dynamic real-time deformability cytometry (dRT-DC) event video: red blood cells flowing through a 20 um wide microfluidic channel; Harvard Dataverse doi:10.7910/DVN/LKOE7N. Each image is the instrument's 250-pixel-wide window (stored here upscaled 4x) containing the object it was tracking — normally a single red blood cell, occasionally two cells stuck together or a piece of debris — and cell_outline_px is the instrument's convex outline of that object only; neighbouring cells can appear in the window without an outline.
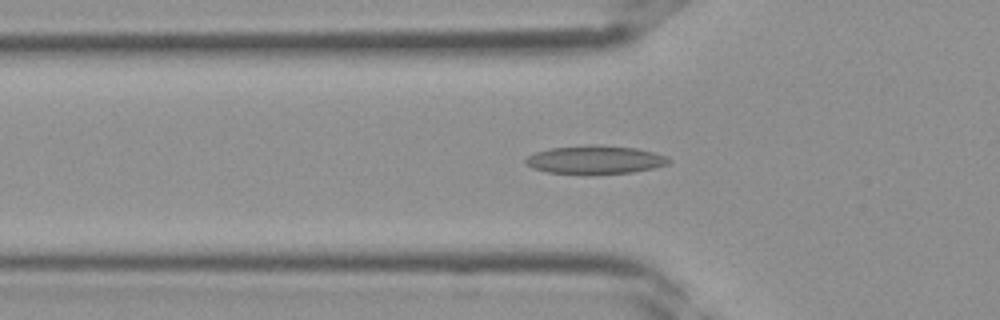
{"species": "Egyptian fruit bat (a non-hibernating species)", "species_latin": "Rousettus aegyptiacus", "temperature_condition": "room temperature", "stored_images_in_passage": 27, "camera_frame_rate_fps": 3000, "um_per_image_px": 0.085, "frame": {"image": 1, "passage_image": 2, "time_ms": 0.333, "image_size_px": [1000, 320], "cell_outline_px": [[672, 160], [668, 164], [652, 168], [632, 172], [588, 176], [548, 172], [532, 168], [524, 160], [528, 156], [536, 152], [548, 148], [588, 144], [600, 144], [636, 148], [656, 152], [668, 156]], "centroid_in_image_um": [50.6, 13.59], "position_along_channel_um": 75.2, "area_um2": 24.45}}
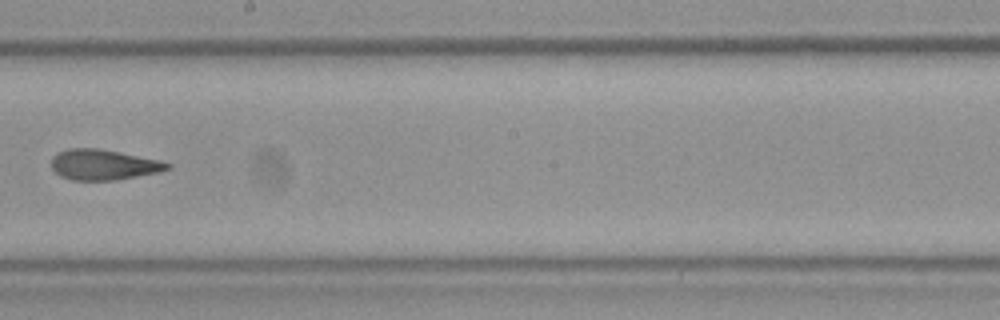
{"frame": {"image": 2, "passage_image": 11, "time_ms": 3.333, "image_size_px": [1000, 320], "cell_outline_px": [[172, 168], [160, 172], [116, 180], [72, 180], [60, 176], [52, 168], [52, 156], [56, 152], [68, 148], [96, 148], [120, 152], [160, 160], [172, 164]], "centroid_in_image_um": [8.81, 13.99], "position_along_channel_um": 239.4, "area_um2": 20.75}}
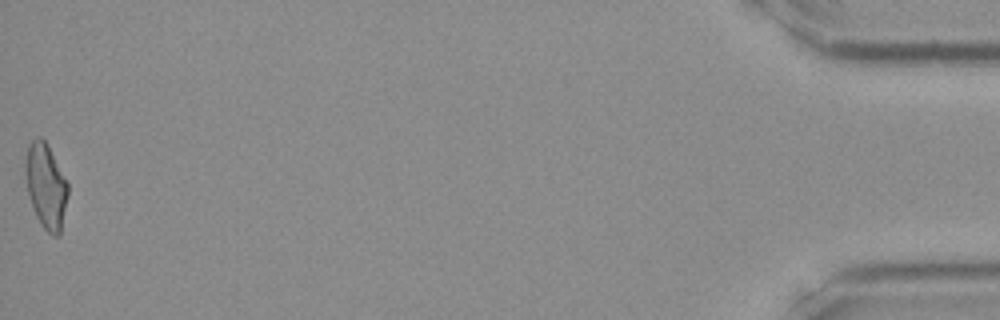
{"frame": {"image": 3, "passage_image": 27, "time_ms": 8.667, "image_size_px": [1000, 320], "cell_outline_px": [[68, 196], [60, 236], [52, 236], [40, 224], [36, 216], [28, 192], [24, 168], [24, 164], [28, 144], [36, 136], [40, 136], [48, 144], [68, 184]], "centroid_in_image_um": [3.9, 15.8], "position_along_channel_um": 431.3, "area_um2": 21.15}}